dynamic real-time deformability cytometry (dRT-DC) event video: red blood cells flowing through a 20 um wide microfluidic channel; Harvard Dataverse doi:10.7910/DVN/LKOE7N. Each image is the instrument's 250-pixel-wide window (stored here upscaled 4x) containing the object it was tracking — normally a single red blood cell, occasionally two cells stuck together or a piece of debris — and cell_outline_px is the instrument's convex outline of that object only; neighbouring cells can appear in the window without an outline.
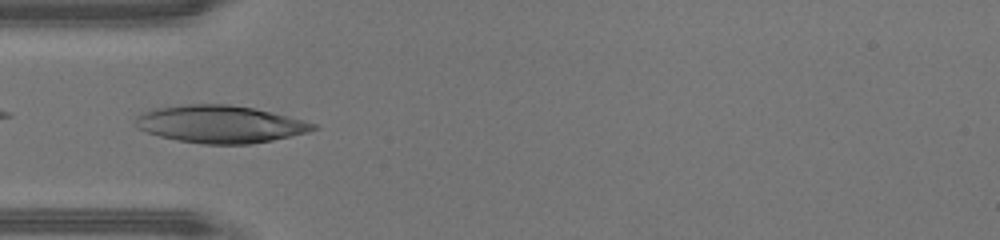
{"species": "human", "species_latin": "Homo sapiens", "temperature_condition": "warm", "stored_images_in_passage": 32, "camera_frame_rate_fps": 3000, "um_per_image_px": 0.085, "donor": {"sex": "male"}, "frame": {"image": 1, "passage_image": 1, "time_ms": 0.0, "image_size_px": [1000, 240], "cell_outline_px": [[320, 128], [308, 132], [272, 140], [248, 144], [204, 144], [176, 140], [160, 136], [136, 128], [136, 116], [144, 112], [156, 108], [184, 104], [228, 104], [252, 108], [272, 112], [304, 120], [316, 124]], "centroid_in_image_um": [18.72, 10.55], "position_along_channel_um": 66.3, "area_um2": 38.67}}
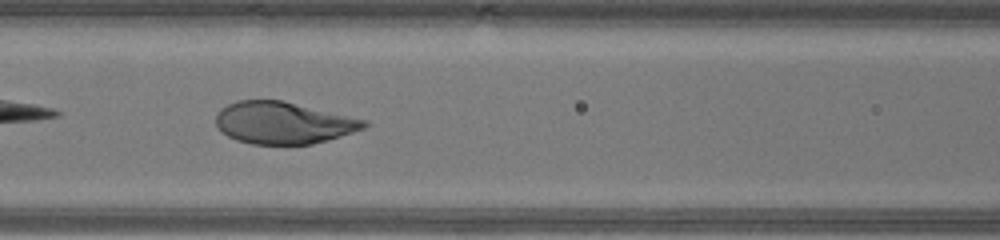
{"frame": {"image": 2, "passage_image": 6, "time_ms": 1.667, "image_size_px": [1000, 240], "cell_outline_px": [[368, 124], [364, 128], [328, 140], [312, 144], [252, 144], [236, 140], [228, 136], [216, 124], [216, 116], [220, 108], [236, 100], [284, 100], [368, 120]], "centroid_in_image_um": [24.09, 10.43], "position_along_channel_um": 142.5, "area_um2": 36.3}}
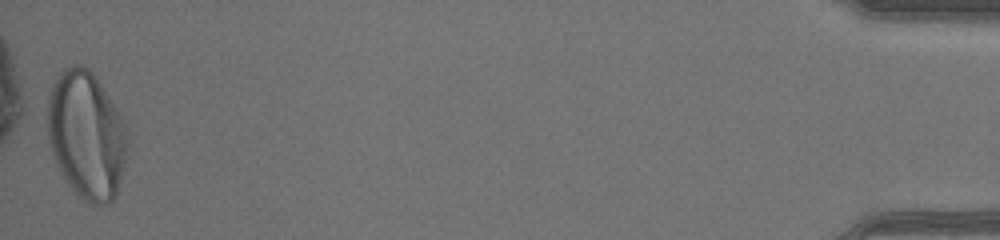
{"frame": {"image": 3, "passage_image": 32, "time_ms": 10.333, "image_size_px": [1000, 240], "cell_outline_px": [[128, 148], [116, 196], [108, 204], [100, 208], [88, 204], [80, 200], [64, 180], [52, 156], [48, 140], [48, 96], [52, 84], [60, 72], [64, 68], [72, 64], [80, 64], [88, 68], [96, 76], [120, 112], [128, 128]], "centroid_in_image_um": [7.36, 11.52], "position_along_channel_um": 427.8, "area_um2": 60.86}}